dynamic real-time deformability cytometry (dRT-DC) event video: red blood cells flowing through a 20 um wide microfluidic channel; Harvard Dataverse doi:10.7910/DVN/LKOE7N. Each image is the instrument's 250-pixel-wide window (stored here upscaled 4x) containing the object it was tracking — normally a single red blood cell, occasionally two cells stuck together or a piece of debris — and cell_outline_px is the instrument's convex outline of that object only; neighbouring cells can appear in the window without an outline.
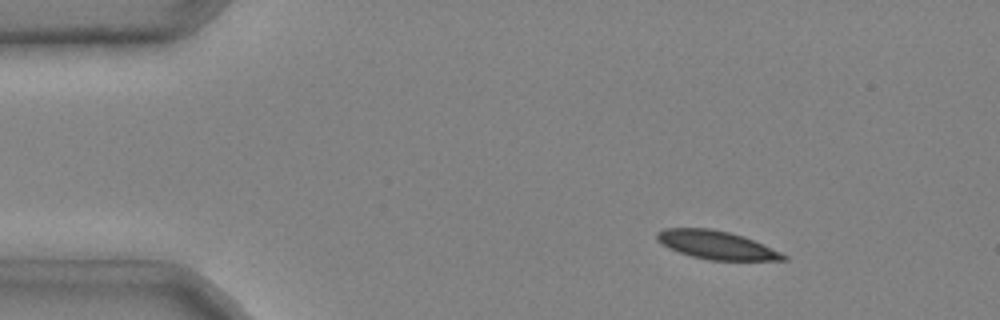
{"species": "common noctule bat (a hibernating species)", "species_latin": "Nyctalus noctula", "temperature_condition": "cold", "stored_images_in_passage": 3, "camera_frame_rate_fps": 3000, "um_per_image_px": 0.085, "animal": {"sex": "male", "body_mass_g": 20.4}, "frame": {"image": 1, "passage_image": 1, "time_ms": 0.0, "image_size_px": [1000, 320], "cell_outline_px": [[788, 260], [708, 260], [692, 256], [668, 248], [656, 240], [656, 232], [664, 228], [712, 228], [744, 236], [764, 244], [788, 256]], "centroid_in_image_um": [60.88, 20.82], "position_along_channel_um": 24.1, "area_um2": 20.92}}
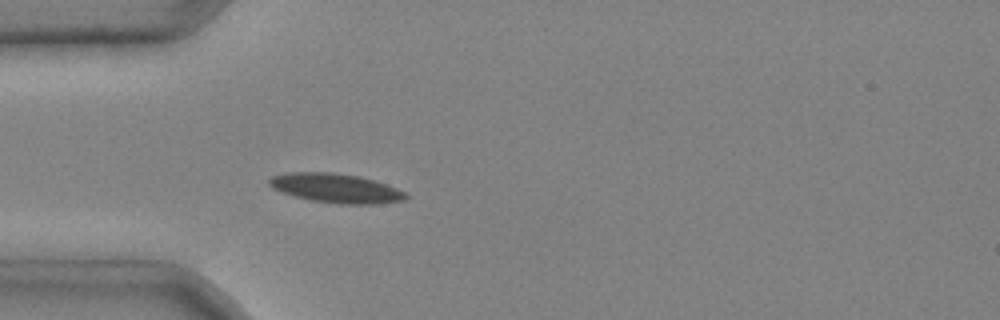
{"frame": {"image": 2, "passage_image": 3, "time_ms": 0.667, "image_size_px": [1000, 320], "cell_outline_px": [[408, 196], [404, 200], [380, 204], [340, 204], [312, 200], [296, 196], [272, 188], [268, 184], [268, 180], [272, 176], [288, 172], [332, 172], [360, 176], [396, 188], [404, 192]], "centroid_in_image_um": [28.54, 15.99], "position_along_channel_um": 56.5, "area_um2": 23.06}}